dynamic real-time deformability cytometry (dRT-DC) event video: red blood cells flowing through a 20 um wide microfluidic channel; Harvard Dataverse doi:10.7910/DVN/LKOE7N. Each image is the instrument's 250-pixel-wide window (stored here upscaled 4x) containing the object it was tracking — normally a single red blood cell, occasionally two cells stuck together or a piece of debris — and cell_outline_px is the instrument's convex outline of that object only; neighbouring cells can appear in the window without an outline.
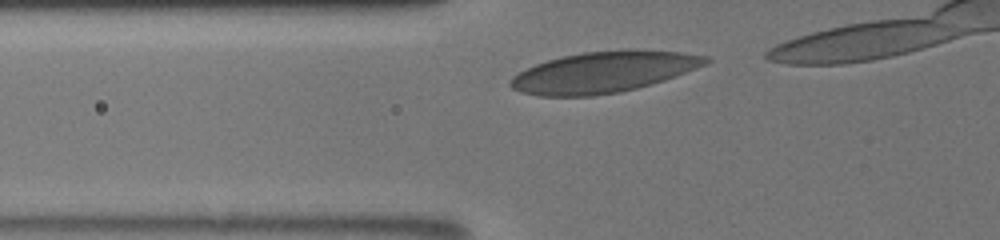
{"species": "human", "species_latin": "Homo sapiens", "temperature_condition": "room temperature", "stored_images_in_passage": 12, "camera_frame_rate_fps": 3000, "um_per_image_px": 0.085, "donor": {"sex": "male"}, "frame": {"image": 1, "passage_image": 4, "time_ms": 0.333, "image_size_px": [1000, 240], "cell_outline_px": [[712, 60], [696, 68], [664, 80], [636, 88], [620, 92], [592, 96], [540, 96], [520, 92], [512, 88], [508, 84], [512, 76], [536, 64], [548, 60], [564, 56], [584, 52], [628, 48], [632, 48], [676, 52], [708, 56]], "centroid_in_image_um": [51.29, 6.12], "position_along_channel_um": 74.5, "area_um2": 46.59}}